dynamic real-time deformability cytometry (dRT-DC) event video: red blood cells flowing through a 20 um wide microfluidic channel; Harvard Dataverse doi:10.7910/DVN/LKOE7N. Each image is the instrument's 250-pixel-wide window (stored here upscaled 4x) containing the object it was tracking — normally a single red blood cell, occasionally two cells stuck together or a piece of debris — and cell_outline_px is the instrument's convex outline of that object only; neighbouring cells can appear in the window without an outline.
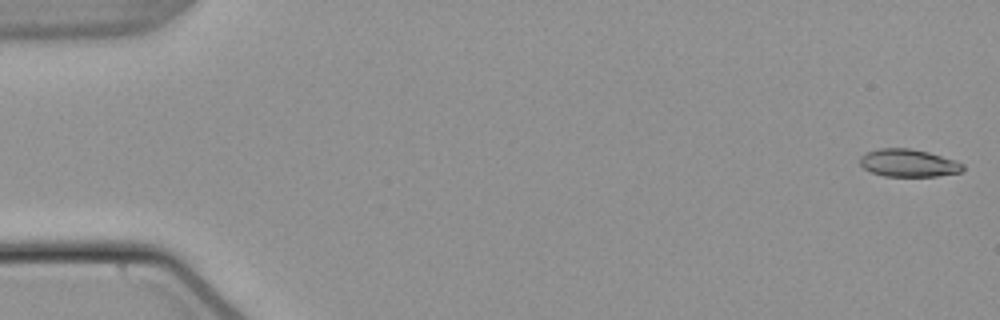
{"species": "common noctule bat (a hibernating species)", "species_latin": "Nyctalus noctula", "temperature_condition": "warm", "stored_images_in_passage": 54, "camera_frame_rate_fps": 3000, "um_per_image_px": 0.085, "animal": {"sex": "male", "body_mass_g": 21.5, "forearm_length_mm": 52.0}, "frame": {"image": 1, "passage_image": 1, "time_ms": 0.0, "image_size_px": [1000, 320], "cell_outline_px": [[964, 168], [960, 172], [936, 176], [884, 176], [872, 172], [864, 168], [860, 164], [860, 156], [868, 152], [880, 148], [908, 148], [928, 152], [956, 160], [964, 164]], "centroid_in_image_um": [77.23, 13.85], "position_along_channel_um": 7.8, "area_um2": 16.47}}
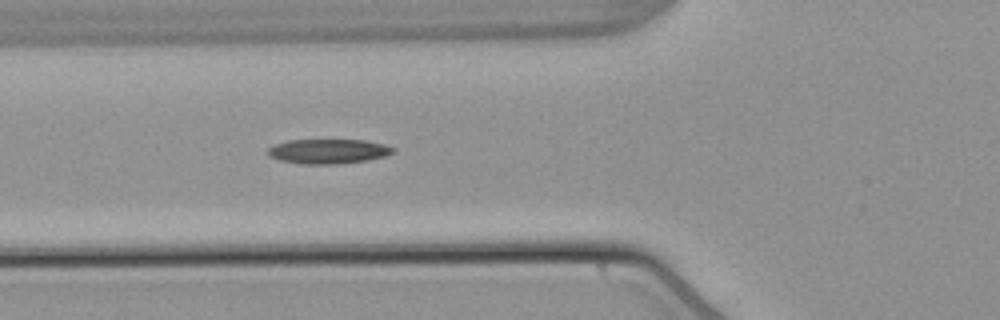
{"frame": {"image": 2, "passage_image": 20, "time_ms": 6.333, "image_size_px": [1000, 320], "cell_outline_px": [[396, 152], [388, 156], [368, 160], [340, 164], [300, 164], [280, 160], [268, 156], [268, 148], [272, 144], [288, 140], [364, 140], [384, 144], [396, 148]], "centroid_in_image_um": [27.93, 12.86], "position_along_channel_um": 97.9, "area_um2": 18.32}}
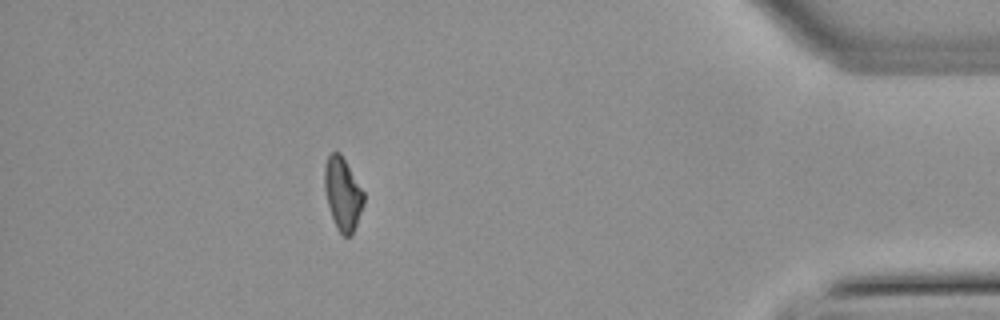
{"frame": {"image": 3, "passage_image": 48, "time_ms": 15.667, "image_size_px": [1000, 320], "cell_outline_px": [[364, 204], [352, 236], [344, 236], [336, 228], [328, 204], [324, 188], [324, 168], [328, 156], [332, 152], [340, 152], [364, 192]], "centroid_in_image_um": [29.13, 16.48], "position_along_channel_um": 406.1, "area_um2": 16.53}}